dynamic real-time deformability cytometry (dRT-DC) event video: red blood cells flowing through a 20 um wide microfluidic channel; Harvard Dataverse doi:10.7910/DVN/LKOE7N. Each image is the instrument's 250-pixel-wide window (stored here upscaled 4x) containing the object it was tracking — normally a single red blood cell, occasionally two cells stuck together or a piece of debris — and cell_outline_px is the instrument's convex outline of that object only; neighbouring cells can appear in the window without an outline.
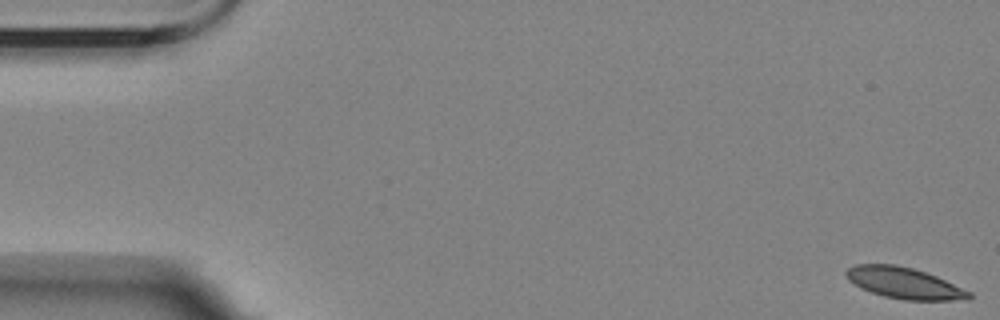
{"species": "Egyptian fruit bat (a non-hibernating species)", "species_latin": "Rousettus aegyptiacus", "temperature_condition": "room temperature", "stored_images_in_passage": 4, "camera_frame_rate_fps": 3000, "um_per_image_px": 0.085, "animal": {"sex": "female"}, "frame": {"image": 1, "passage_image": 1, "time_ms": 0.0, "image_size_px": [1000, 320], "cell_outline_px": [[972, 296], [968, 300], [904, 300], [884, 296], [860, 288], [848, 280], [844, 276], [844, 272], [848, 268], [856, 264], [896, 264], [912, 268], [936, 276], [972, 292]], "centroid_in_image_um": [76.84, 24.06], "position_along_channel_um": 8.2, "area_um2": 22.43}}
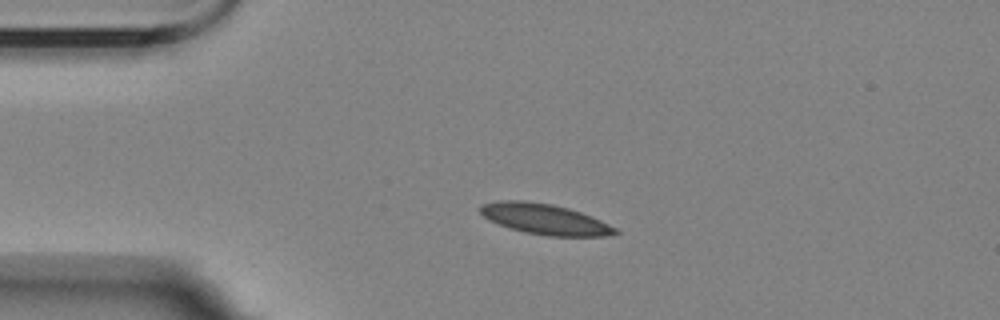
{"frame": {"image": 2, "passage_image": 3, "time_ms": 4.0, "image_size_px": [1000, 320], "cell_outline_px": [[620, 232], [604, 236], [548, 236], [524, 232], [508, 228], [488, 220], [480, 212], [480, 208], [484, 204], [500, 200], [524, 200], [552, 204], [568, 208], [580, 212], [600, 220], [616, 228]], "centroid_in_image_um": [46.28, 18.63], "position_along_channel_um": 38.7, "area_um2": 23.93}}